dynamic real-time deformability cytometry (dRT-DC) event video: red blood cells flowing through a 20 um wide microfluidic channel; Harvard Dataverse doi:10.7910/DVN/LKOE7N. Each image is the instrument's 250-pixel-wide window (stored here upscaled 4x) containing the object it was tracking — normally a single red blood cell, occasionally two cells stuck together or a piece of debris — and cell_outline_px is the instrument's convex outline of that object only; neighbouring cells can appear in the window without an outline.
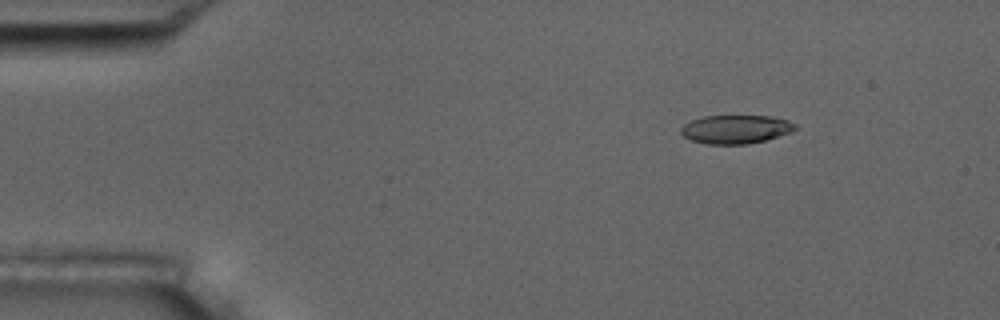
{"species": "common noctule bat (a hibernating species)", "species_latin": "Nyctalus noctula", "temperature_condition": "room temperature", "stored_images_in_passage": 6, "camera_frame_rate_fps": 3000, "um_per_image_px": 0.085, "animal": {"sex": "male", "body_mass_g": 17.5, "forearm_length_mm": 52.3}, "frame": {"image": 1, "passage_image": 3, "time_ms": 2.333, "image_size_px": [1000, 320], "cell_outline_px": [[800, 128], [792, 132], [764, 140], [748, 144], [708, 144], [692, 140], [684, 136], [680, 132], [680, 128], [684, 124], [692, 120], [704, 116], [772, 116], [788, 120], [796, 124]], "centroid_in_image_um": [62.58, 10.98], "position_along_channel_um": 22.4, "area_um2": 19.07}}
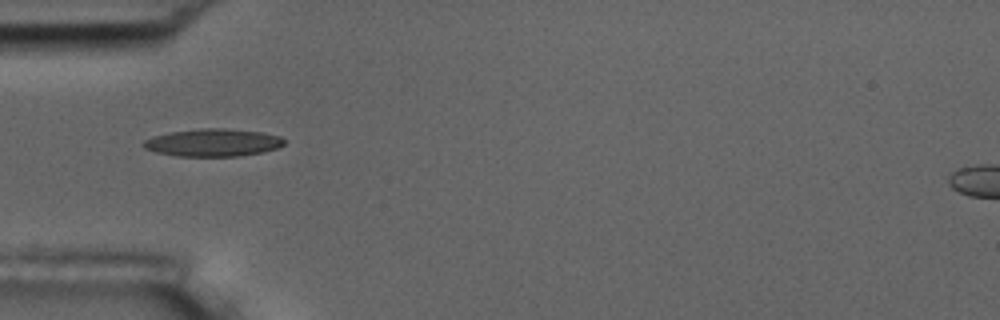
{"frame": {"image": 2, "passage_image": 6, "time_ms": 5.667, "image_size_px": [1000, 320], "cell_outline_px": [[288, 140], [284, 144], [276, 148], [264, 152], [240, 156], [176, 156], [156, 152], [144, 148], [140, 144], [144, 140], [152, 136], [172, 132], [200, 128], [224, 128], [264, 132], [280, 136]], "centroid_in_image_um": [18.12, 12.12], "position_along_channel_um": 66.9, "area_um2": 22.89}}